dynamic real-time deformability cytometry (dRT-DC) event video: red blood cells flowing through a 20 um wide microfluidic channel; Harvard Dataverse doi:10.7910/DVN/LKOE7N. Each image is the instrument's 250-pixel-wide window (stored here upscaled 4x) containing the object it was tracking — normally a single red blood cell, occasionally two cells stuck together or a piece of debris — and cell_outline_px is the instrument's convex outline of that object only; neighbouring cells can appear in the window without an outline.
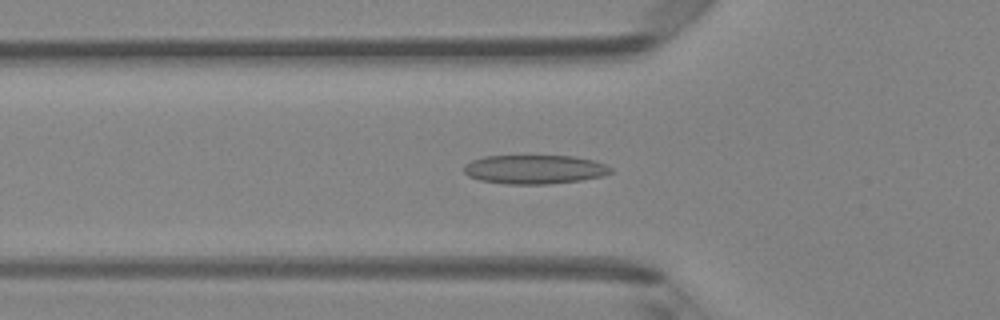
{"species": "Egyptian fruit bat (a non-hibernating species)", "species_latin": "Rousettus aegyptiacus", "temperature_condition": "room temperature", "stored_images_in_passage": 39, "camera_frame_rate_fps": 3000, "um_per_image_px": 0.085, "animal": {"sex": "female"}, "frame": {"image": 1, "passage_image": 11, "time_ms": 3.333, "image_size_px": [1000, 320], "cell_outline_px": [[612, 172], [604, 176], [580, 180], [548, 184], [508, 184], [480, 180], [468, 176], [464, 172], [464, 164], [472, 160], [484, 156], [572, 156], [592, 160], [604, 164], [612, 168]], "centroid_in_image_um": [45.42, 14.4], "position_along_channel_um": 80.4, "area_um2": 24.74}}
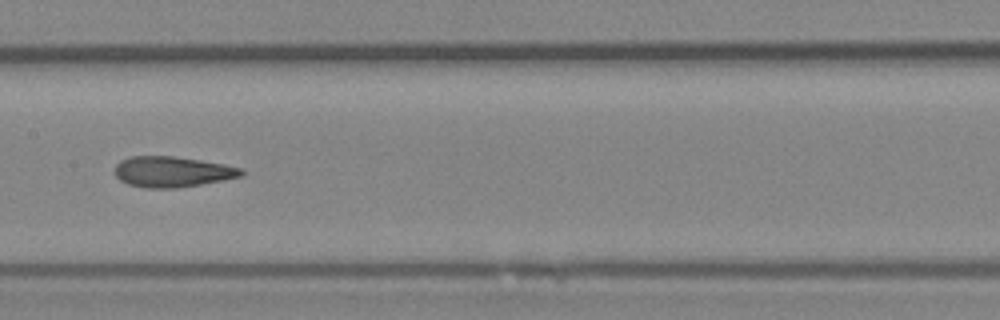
{"frame": {"image": 2, "passage_image": 19, "time_ms": 6.0, "image_size_px": [1000, 320], "cell_outline_px": [[244, 172], [240, 176], [224, 180], [176, 188], [144, 188], [128, 184], [120, 180], [112, 172], [116, 164], [120, 160], [128, 156], [172, 156], [200, 160], [224, 164], [244, 168]], "centroid_in_image_um": [14.6, 14.59], "position_along_channel_um": 192.8, "area_um2": 22.77}}
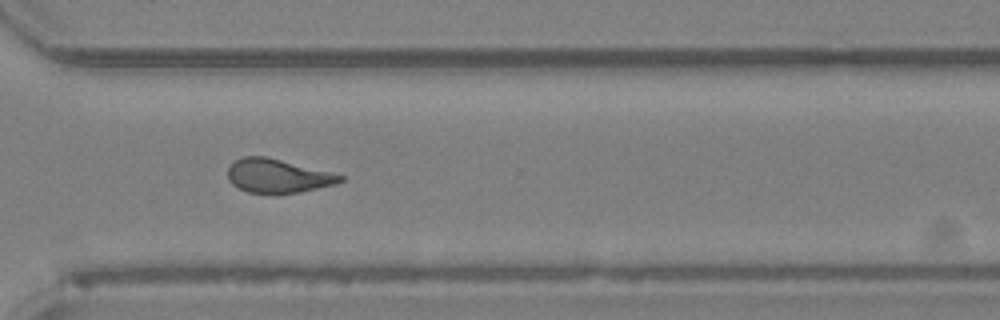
{"frame": {"image": 3, "passage_image": 30, "time_ms": 9.667, "image_size_px": [1000, 320], "cell_outline_px": [[344, 180], [336, 184], [300, 192], [272, 196], [248, 192], [232, 184], [228, 180], [228, 168], [236, 160], [244, 156], [264, 156], [344, 176]], "centroid_in_image_um": [23.57, 15.0], "position_along_channel_um": 347.0, "area_um2": 22.2}, "authors_computed_cell_mechanics": {"area_um2": 22.5998, "velocity_mm_per_s": 4.2103, "shape_relaxation_time_tau1_ms": null, "shape_relaxation_time_tau2_ms": 2.0244, "deformation_change_tau1": null, "deformation_change_tau2": 0.1007}}